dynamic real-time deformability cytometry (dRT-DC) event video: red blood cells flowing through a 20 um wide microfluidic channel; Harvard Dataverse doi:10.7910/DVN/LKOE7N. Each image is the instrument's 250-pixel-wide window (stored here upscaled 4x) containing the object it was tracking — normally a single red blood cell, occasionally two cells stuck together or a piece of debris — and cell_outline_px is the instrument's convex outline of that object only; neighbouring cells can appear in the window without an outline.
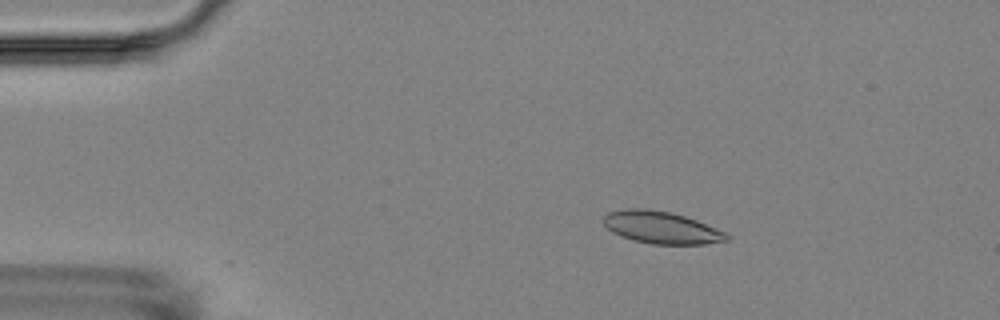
{"species": "Egyptian fruit bat (a non-hibernating species)", "species_latin": "Rousettus aegyptiacus", "temperature_condition": "room temperature", "stored_images_in_passage": 4, "camera_frame_rate_fps": 3000, "um_per_image_px": 0.085, "animal": {"sex": "female"}, "frame": {"image": 1, "passage_image": 2, "time_ms": 1.0, "image_size_px": [1000, 320], "cell_outline_px": [[728, 240], [704, 244], [652, 244], [632, 240], [620, 236], [612, 232], [604, 224], [604, 216], [608, 212], [624, 208], [648, 208], [668, 212], [684, 216], [696, 220], [716, 228], [724, 232], [728, 236]], "centroid_in_image_um": [56.17, 19.33], "position_along_channel_um": 28.8, "area_um2": 23.0}}